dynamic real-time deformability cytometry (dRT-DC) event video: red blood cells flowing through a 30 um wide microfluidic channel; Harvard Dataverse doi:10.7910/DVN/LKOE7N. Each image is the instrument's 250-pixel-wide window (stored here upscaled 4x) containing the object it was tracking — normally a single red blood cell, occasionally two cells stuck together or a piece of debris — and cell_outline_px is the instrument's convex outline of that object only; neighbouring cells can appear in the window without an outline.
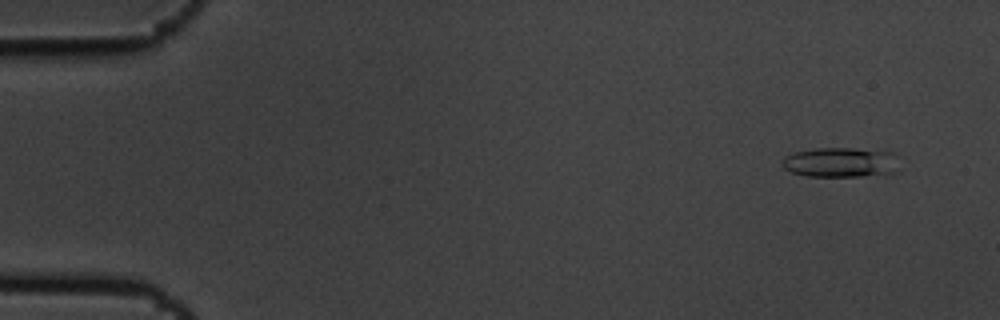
{"species": "common noctule bat (a hibernating species)", "species_latin": "Nyctalus noctula", "temperature_condition": "cold", "stored_images_in_passage": 14, "camera_frame_rate_fps": 3000, "um_per_image_px": 0.085, "animal": {"sex": "male", "body_mass_g": 19.5, "forearm_length_mm": 54.6}, "frame": {"image": 1, "passage_image": 1, "time_ms": 0.0, "image_size_px": [1000, 320], "cell_outline_px": [[900, 168], [892, 176], [804, 176], [792, 172], [784, 168], [780, 164], [784, 156], [796, 152], [816, 148], [852, 148], [896, 152]], "centroid_in_image_um": [71.56, 13.82], "position_along_channel_um": 13.4, "area_um2": 21.1}}
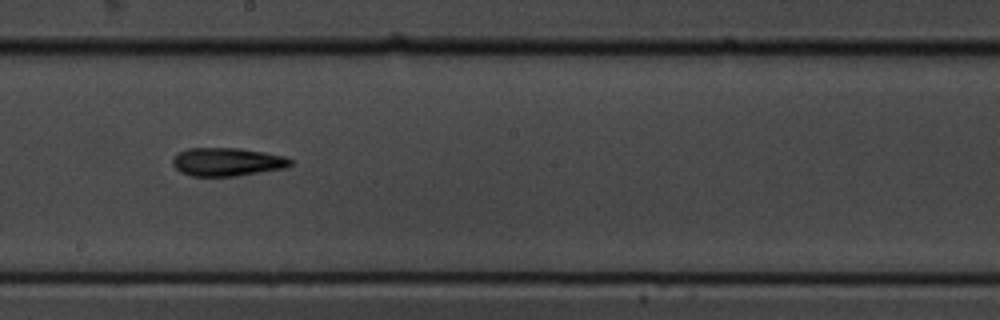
{"frame": {"image": 2, "passage_image": 8, "time_ms": 2.333, "image_size_px": [1000, 320], "cell_outline_px": [[292, 164], [284, 168], [236, 176], [192, 176], [180, 172], [172, 164], [172, 156], [176, 152], [188, 148], [240, 148], [264, 152], [284, 156], [292, 160]], "centroid_in_image_um": [19.25, 13.75], "position_along_channel_um": 228.9, "area_um2": 19.54}}
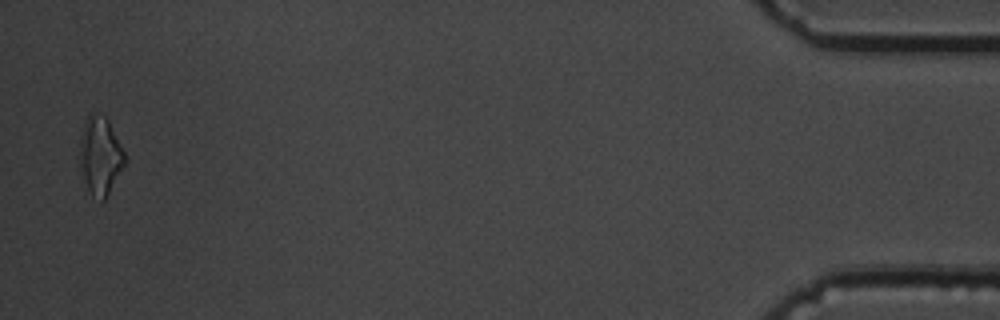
{"frame": {"image": 3, "passage_image": 14, "time_ms": 4.333, "image_size_px": [1000, 320], "cell_outline_px": [[128, 160], [104, 200], [100, 200], [92, 196], [88, 188], [80, 168], [80, 136], [84, 120], [88, 112], [96, 112], [104, 116], [108, 120]], "centroid_in_image_um": [8.51, 13.19], "position_along_channel_um": 426.7, "area_um2": 20.52}}